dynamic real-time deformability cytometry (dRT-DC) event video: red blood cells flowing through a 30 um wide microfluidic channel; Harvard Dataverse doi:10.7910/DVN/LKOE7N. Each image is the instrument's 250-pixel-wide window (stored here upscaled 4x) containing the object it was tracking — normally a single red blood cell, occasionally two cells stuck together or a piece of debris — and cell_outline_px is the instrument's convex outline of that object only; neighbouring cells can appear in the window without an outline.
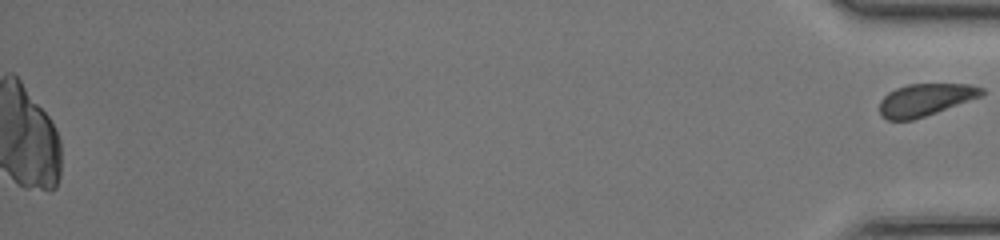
{"species": "common noctule bat (a hibernating species)", "species_latin": "Nyctalus noctula", "temperature_condition": "room temperature", "stored_images_in_passage": 43, "camera_frame_rate_fps": 3000, "um_per_image_px": 0.085, "animal": {"sex": "female", "body_mass_g": 17.0, "forearm_length_mm": 48.0}, "frame": {"image": 1, "passage_image": 43, "time_ms": 14.0, "image_size_px": [1000, 240], "cell_outline_px": [[984, 96], [912, 120], [888, 120], [880, 112], [880, 100], [888, 92], [896, 88], [908, 84], [972, 84], [984, 88]], "centroid_in_image_um": [78.69, 8.46], "position_along_channel_um": 356.5, "area_um2": 19.19}}